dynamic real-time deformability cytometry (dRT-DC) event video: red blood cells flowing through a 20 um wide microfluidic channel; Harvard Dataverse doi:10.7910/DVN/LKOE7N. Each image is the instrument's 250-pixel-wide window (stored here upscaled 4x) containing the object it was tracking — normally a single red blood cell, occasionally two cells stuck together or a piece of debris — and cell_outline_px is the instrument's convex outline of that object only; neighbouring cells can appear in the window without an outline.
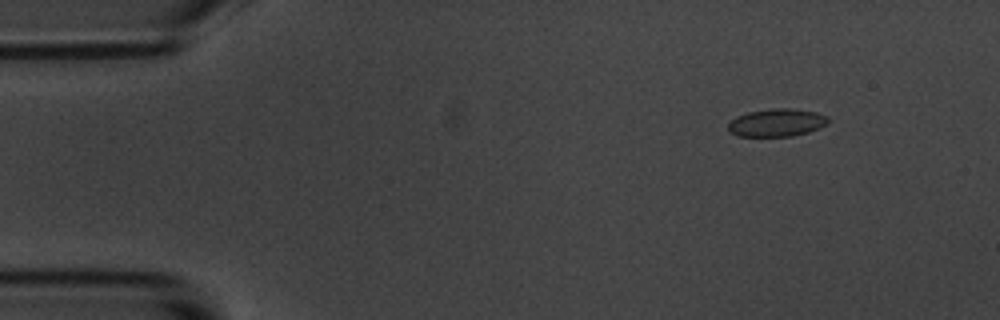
{"species": "common noctule bat (a hibernating species)", "species_latin": "Nyctalus noctula", "temperature_condition": "room temperature", "stored_images_in_passage": 5, "camera_frame_rate_fps": 3000, "um_per_image_px": 0.085, "animal": {"sex": "male", "body_mass_g": 20.1, "forearm_length_mm": 53.5}, "frame": {"image": 1, "passage_image": 2, "time_ms": 1.333, "image_size_px": [1000, 320], "cell_outline_px": [[828, 124], [808, 132], [792, 136], [736, 136], [728, 132], [728, 124], [736, 116], [748, 112], [772, 108], [788, 108], [816, 112], [828, 116]], "centroid_in_image_um": [66.0, 10.43], "position_along_channel_um": 19.0, "area_um2": 16.24}}
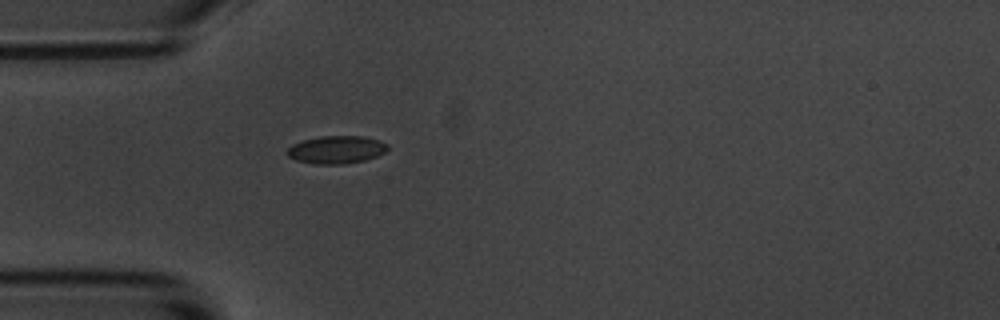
{"frame": {"image": 2, "passage_image": 5, "time_ms": 4.667, "image_size_px": [1000, 320], "cell_outline_px": [[388, 148], [384, 152], [376, 156], [364, 160], [344, 164], [312, 164], [296, 160], [288, 156], [284, 152], [292, 144], [304, 140], [320, 136], [364, 136], [380, 140], [388, 144]], "centroid_in_image_um": [28.57, 12.72], "position_along_channel_um": 56.4, "area_um2": 16.36}}